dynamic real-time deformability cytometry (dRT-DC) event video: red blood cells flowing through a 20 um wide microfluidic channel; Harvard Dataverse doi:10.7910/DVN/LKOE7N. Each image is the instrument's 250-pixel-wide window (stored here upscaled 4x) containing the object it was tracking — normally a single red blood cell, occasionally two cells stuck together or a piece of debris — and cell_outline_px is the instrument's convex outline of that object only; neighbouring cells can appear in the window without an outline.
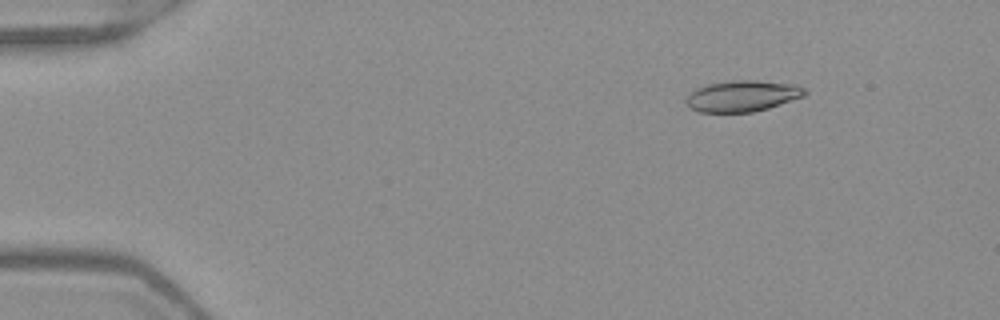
{"species": "Egyptian fruit bat (a non-hibernating species)", "species_latin": "Rousettus aegyptiacus", "temperature_condition": "warm", "stored_images_in_passage": 48, "camera_frame_rate_fps": 3000, "um_per_image_px": 0.085, "frame": {"image": 1, "passage_image": 3, "time_ms": 0.667, "image_size_px": [1000, 320], "cell_outline_px": [[808, 92], [804, 96], [768, 108], [752, 112], [700, 112], [692, 108], [684, 100], [696, 88], [708, 84], [732, 80], [756, 80], [792, 84], [804, 88]], "centroid_in_image_um": [63.11, 8.15], "position_along_channel_um": 21.9, "area_um2": 21.33}}
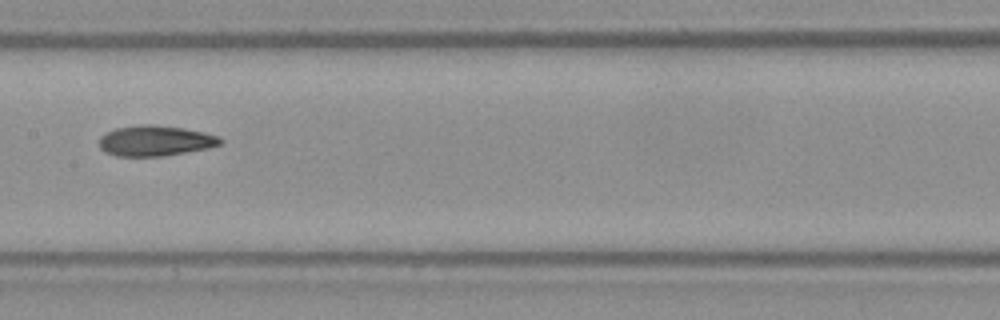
{"frame": {"image": 2, "passage_image": 23, "time_ms": 7.333, "image_size_px": [1000, 320], "cell_outline_px": [[224, 140], [220, 144], [208, 148], [164, 156], [116, 156], [104, 152], [100, 148], [100, 136], [116, 128], [140, 124], [152, 124], [184, 128], [204, 132], [216, 136]], "centroid_in_image_um": [13.18, 11.96], "position_along_channel_um": 194.2, "area_um2": 21.5}}
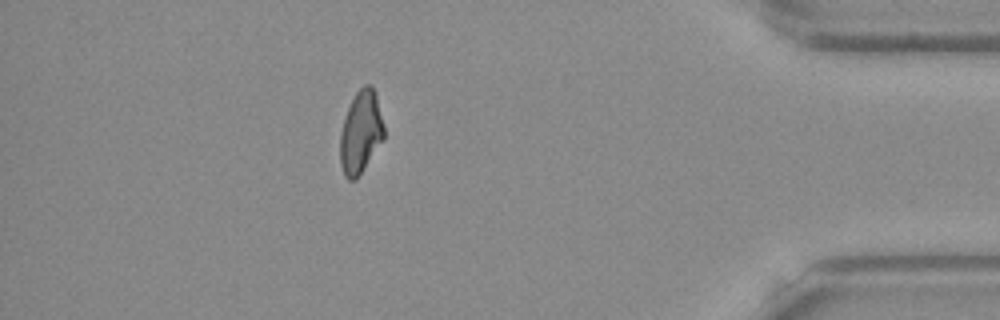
{"frame": {"image": 3, "passage_image": 42, "time_ms": 13.667, "image_size_px": [1000, 320], "cell_outline_px": [[384, 140], [356, 180], [348, 180], [344, 176], [340, 164], [340, 132], [348, 108], [356, 92], [364, 84], [372, 84], [376, 96], [384, 128]], "centroid_in_image_um": [30.66, 11.27], "position_along_channel_um": 404.5, "area_um2": 21.1}, "authors_computed_cell_mechanics": {"area_um2": 21.5016, "velocity_mm_per_s": 3.9746, "shape_relaxation_time_tau1_ms": 7.3207, "shape_relaxation_time_tau2_ms": 3.4062, "deformation_change_tau1": 0.1796, "deformation_change_tau2": 0.0947}}